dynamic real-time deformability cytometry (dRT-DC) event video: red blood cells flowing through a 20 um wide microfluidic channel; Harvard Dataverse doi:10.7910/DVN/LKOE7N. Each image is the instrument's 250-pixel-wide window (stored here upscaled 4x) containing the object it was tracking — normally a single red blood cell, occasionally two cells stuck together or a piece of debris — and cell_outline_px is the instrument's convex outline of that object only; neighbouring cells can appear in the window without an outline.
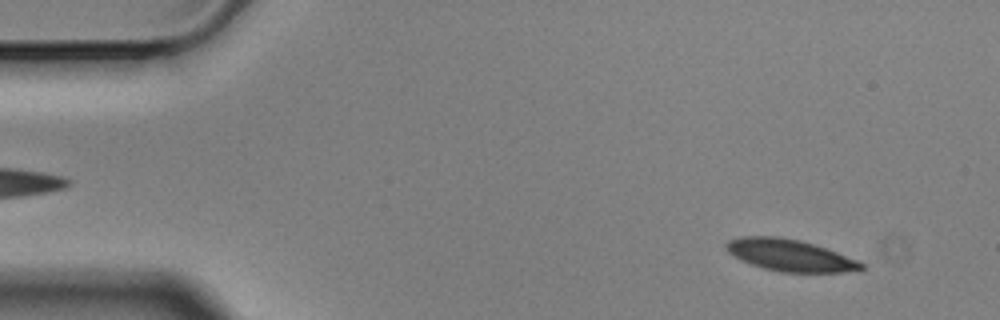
{"species": "Egyptian fruit bat (a non-hibernating species)", "species_latin": "Rousettus aegyptiacus", "temperature_condition": "cold", "stored_images_in_passage": 56, "camera_frame_rate_fps": 3000, "um_per_image_px": 0.085, "animal": {"sex": "male"}, "frame": {"image": 1, "passage_image": 4, "time_ms": 1.0, "image_size_px": [1000, 320], "cell_outline_px": [[864, 268], [840, 272], [780, 272], [764, 268], [752, 264], [728, 252], [724, 244], [728, 240], [740, 236], [780, 236], [800, 240], [836, 252], [856, 260], [864, 264]], "centroid_in_image_um": [67.09, 21.68], "position_along_channel_um": 17.9, "area_um2": 24.57}}
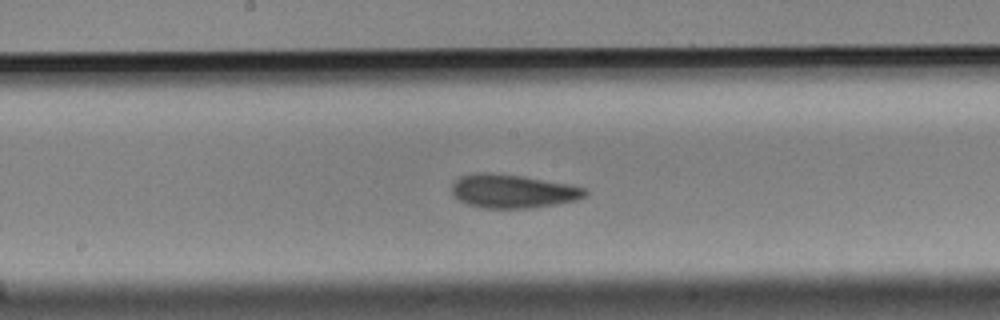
{"frame": {"image": 2, "passage_image": 28, "time_ms": 9.0, "image_size_px": [1000, 320], "cell_outline_px": [[588, 196], [576, 200], [556, 204], [528, 208], [484, 208], [468, 204], [452, 196], [452, 184], [460, 176], [476, 172], [492, 172], [524, 176], [572, 184], [588, 188]], "centroid_in_image_um": [43.63, 16.23], "position_along_channel_um": 204.6, "area_um2": 26.53}}
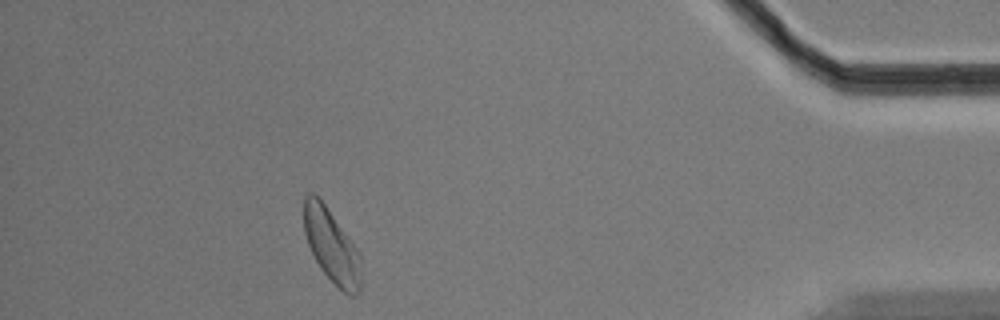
{"frame": {"image": 3, "passage_image": 50, "time_ms": 16.333, "image_size_px": [1000, 320], "cell_outline_px": [[360, 292], [352, 296], [344, 292], [320, 268], [308, 244], [304, 232], [304, 196], [308, 192], [312, 192], [320, 196], [360, 252]], "centroid_in_image_um": [28.18, 20.83], "position_along_channel_um": 407.0, "area_um2": 24.51}, "authors_computed_cell_mechanics": {"area_um2": 25.432, "velocity_mm_per_s": 3.4711, "shape_relaxation_time_tau1_ms": 3.9621, "shape_relaxation_time_tau2_ms": 3.2568, "deformation_change_tau1": 0.1182, "deformation_change_tau2": 0.0803}}